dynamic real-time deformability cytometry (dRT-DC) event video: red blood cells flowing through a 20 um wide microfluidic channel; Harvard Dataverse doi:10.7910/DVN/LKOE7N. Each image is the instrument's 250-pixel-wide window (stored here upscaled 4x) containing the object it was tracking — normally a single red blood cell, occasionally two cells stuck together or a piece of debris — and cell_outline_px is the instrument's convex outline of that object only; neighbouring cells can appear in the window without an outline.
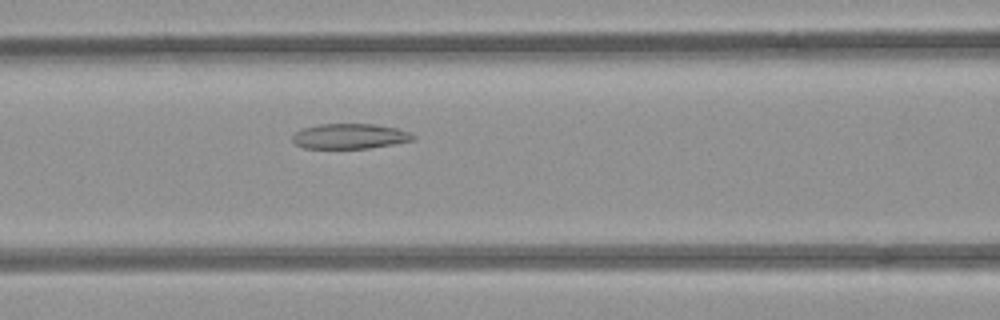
{"species": "common noctule bat (a hibernating species)", "species_latin": "Nyctalus noctula", "temperature_condition": "room temperature", "stored_images_in_passage": 33, "camera_frame_rate_fps": 3000, "um_per_image_px": 0.085, "animal": {"sex": "female", "body_mass_g": 21.9}, "frame": {"image": 1, "passage_image": 6, "time_ms": 1.667, "image_size_px": [1000, 320], "cell_outline_px": [[416, 140], [368, 148], [304, 148], [296, 144], [292, 140], [292, 136], [300, 128], [320, 124], [372, 124], [396, 128], [408, 132], [416, 136]], "centroid_in_image_um": [29.72, 11.58], "position_along_channel_um": 136.9, "area_um2": 17.63}}
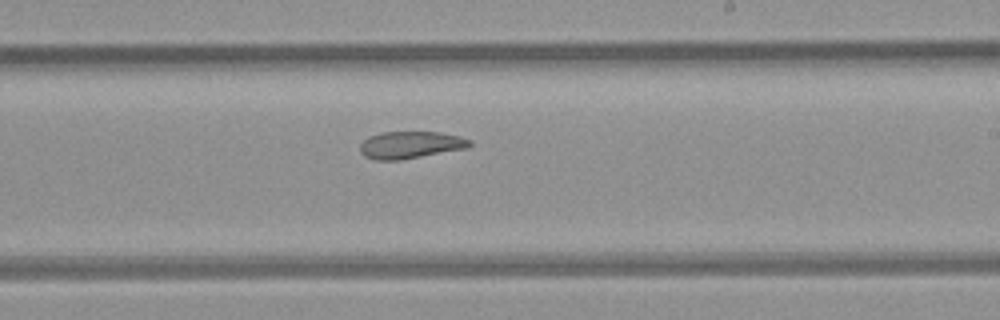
{"frame": {"image": 2, "passage_image": 15, "time_ms": 4.667, "image_size_px": [1000, 320], "cell_outline_px": [[472, 144], [468, 148], [400, 160], [376, 160], [364, 156], [360, 152], [360, 144], [368, 136], [384, 132], [440, 132], [460, 136], [472, 140]], "centroid_in_image_um": [34.9, 12.31], "position_along_channel_um": 254.1, "area_um2": 17.46}}
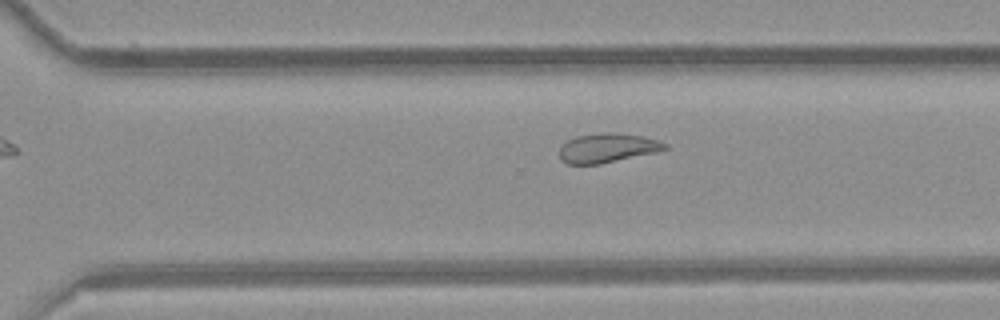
{"frame": {"image": 3, "passage_image": 20, "time_ms": 6.333, "image_size_px": [1000, 320], "cell_outline_px": [[668, 148], [656, 152], [600, 164], [568, 164], [560, 160], [560, 148], [568, 140], [576, 136], [600, 132], [612, 132], [644, 136], [660, 140], [668, 144]], "centroid_in_image_um": [51.65, 12.56], "position_along_channel_um": 318.9, "area_um2": 18.09}}